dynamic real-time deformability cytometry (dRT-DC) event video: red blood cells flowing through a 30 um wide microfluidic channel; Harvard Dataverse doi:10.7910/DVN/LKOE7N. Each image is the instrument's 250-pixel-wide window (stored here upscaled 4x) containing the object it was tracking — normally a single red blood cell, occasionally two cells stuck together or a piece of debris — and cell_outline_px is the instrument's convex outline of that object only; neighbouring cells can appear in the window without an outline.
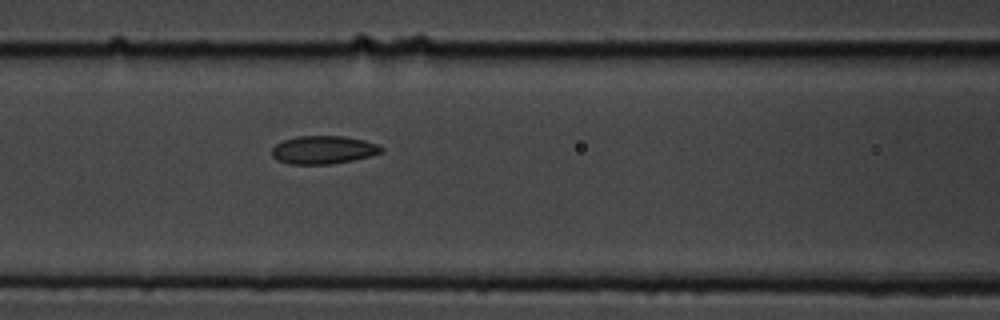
{"species": "common noctule bat (a hibernating species)", "species_latin": "Nyctalus noctula", "temperature_condition": "cold", "stored_images_in_passage": 3, "camera_frame_rate_fps": 3000, "um_per_image_px": 0.085, "animal": {"sex": "male", "body_mass_g": 19.5, "forearm_length_mm": 54.6}, "frame": {"image": 1, "passage_image": 3, "time_ms": 0.667, "image_size_px": [1000, 320], "cell_outline_px": [[384, 152], [352, 160], [332, 164], [288, 164], [276, 160], [272, 156], [272, 148], [276, 144], [284, 140], [296, 136], [344, 136], [364, 140], [376, 144], [384, 148]], "centroid_in_image_um": [27.47, 12.74], "position_along_channel_um": 139.1, "area_um2": 17.98}}